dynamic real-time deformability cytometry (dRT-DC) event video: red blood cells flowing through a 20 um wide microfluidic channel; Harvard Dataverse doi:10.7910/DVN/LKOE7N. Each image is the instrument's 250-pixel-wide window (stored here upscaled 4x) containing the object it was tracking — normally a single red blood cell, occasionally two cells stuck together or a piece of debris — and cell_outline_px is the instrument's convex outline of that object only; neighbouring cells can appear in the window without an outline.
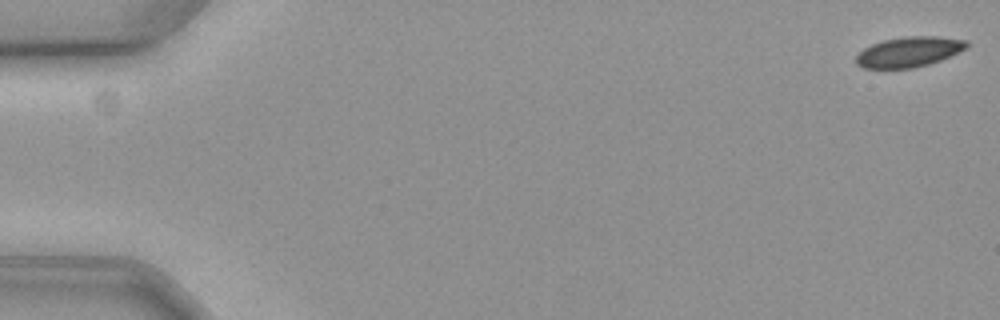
{"species": "common noctule bat (a hibernating species)", "species_latin": "Nyctalus noctula", "temperature_condition": "cold", "stored_images_in_passage": 13, "camera_frame_rate_fps": 3000, "um_per_image_px": 0.085, "animal": {"sex": "female", "body_mass_g": 19.3, "forearm_length_mm": 54.1}, "frame": {"image": 1, "passage_image": 1, "time_ms": 0.0, "image_size_px": [1000, 320], "cell_outline_px": [[968, 48], [940, 60], [928, 64], [912, 68], [864, 68], [856, 64], [856, 56], [864, 48], [872, 44], [884, 40], [908, 36], [936, 36], [968, 40]], "centroid_in_image_um": [77.28, 4.4], "position_along_channel_um": 7.7, "area_um2": 19.36}}